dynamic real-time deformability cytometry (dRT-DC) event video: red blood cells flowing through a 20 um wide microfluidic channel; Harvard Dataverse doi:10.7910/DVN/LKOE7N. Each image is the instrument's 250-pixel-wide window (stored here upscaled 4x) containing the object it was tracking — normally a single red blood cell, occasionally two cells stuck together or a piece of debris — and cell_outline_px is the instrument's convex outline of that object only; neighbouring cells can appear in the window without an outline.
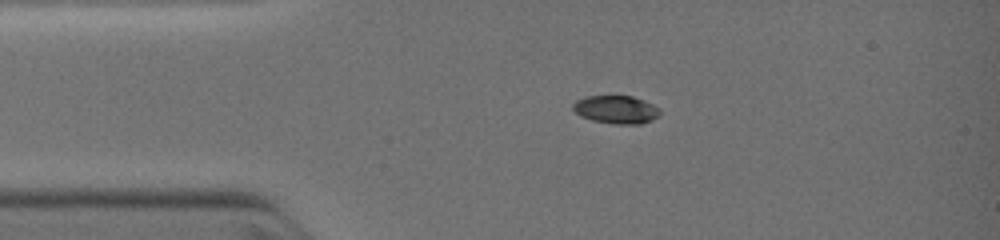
{"species": "common noctule bat (a hibernating species)", "species_latin": "Nyctalus noctula", "temperature_condition": "warm", "stored_images_in_passage": 42, "camera_frame_rate_fps": 3000, "um_per_image_px": 0.085, "animal": {"sex": "female", "body_mass_g": 19.0, "forearm_length_mm": 51.5}, "frame": {"image": 1, "passage_image": 1, "time_ms": 0.0, "image_size_px": [1000, 240], "cell_outline_px": [[660, 112], [652, 120], [640, 124], [616, 124], [592, 120], [580, 116], [572, 108], [572, 104], [576, 100], [584, 96], [632, 96], [644, 100], [652, 104]], "centroid_in_image_um": [52.32, 9.31], "position_along_channel_um": 32.7, "area_um2": 14.1}}
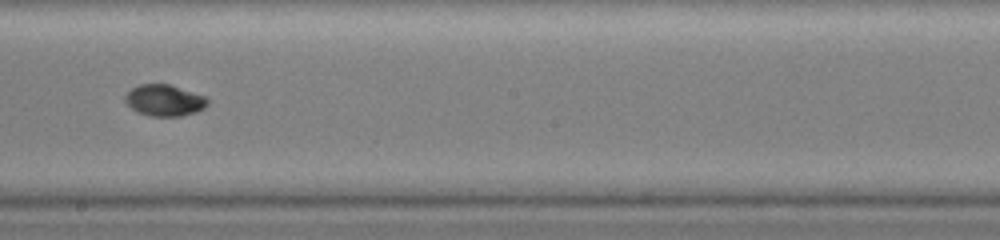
{"frame": {"image": 2, "passage_image": 17, "time_ms": 4.667, "image_size_px": [1000, 240], "cell_outline_px": [[208, 104], [204, 108], [196, 112], [180, 116], [148, 116], [132, 108], [124, 100], [124, 96], [132, 88], [140, 84], [168, 84], [204, 96], [208, 100]], "centroid_in_image_um": [13.97, 8.53], "position_along_channel_um": 234.2, "area_um2": 14.85}}
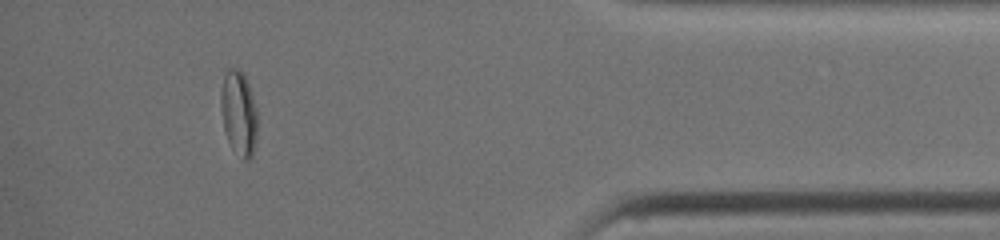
{"frame": {"image": 3, "passage_image": 35, "time_ms": 9.0, "image_size_px": [1000, 240], "cell_outline_px": [[256, 140], [252, 156], [248, 160], [244, 160], [232, 148], [228, 140], [224, 128], [220, 104], [220, 92], [224, 72], [228, 68], [232, 68], [240, 72], [244, 76], [248, 84], [256, 108]], "centroid_in_image_um": [20.27, 9.62], "position_along_channel_um": 414.9, "area_um2": 17.8}}